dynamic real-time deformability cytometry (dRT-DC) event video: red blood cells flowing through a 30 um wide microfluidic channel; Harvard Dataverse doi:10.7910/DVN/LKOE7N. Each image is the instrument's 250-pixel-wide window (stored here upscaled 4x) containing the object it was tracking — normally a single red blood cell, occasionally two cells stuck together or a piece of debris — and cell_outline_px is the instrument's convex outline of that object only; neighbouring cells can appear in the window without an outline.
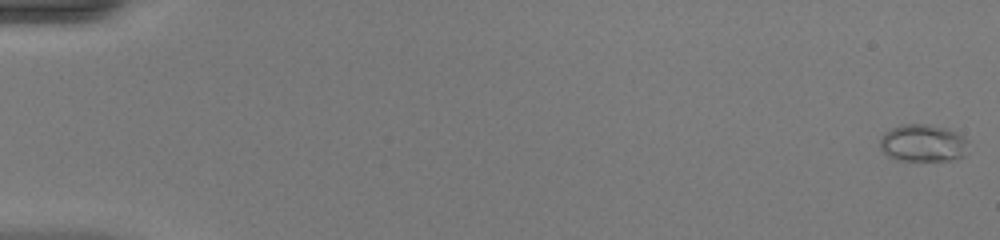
{"species": "common noctule bat (a hibernating species)", "species_latin": "Nyctalus noctula", "temperature_condition": "warm", "stored_images_in_passage": 51, "camera_frame_rate_fps": 3000, "um_per_image_px": 0.085, "animal": {"sex": "female", "body_mass_g": 20.0, "forearm_length_mm": 54.0}, "frame": {"image": 1, "passage_image": 1, "time_ms": 0.0, "image_size_px": [1000, 240], "cell_outline_px": [[968, 152], [964, 156], [948, 160], [896, 160], [888, 156], [880, 148], [880, 140], [884, 132], [900, 124], [928, 124], [948, 128], [964, 136], [968, 140]], "centroid_in_image_um": [78.48, 12.15], "position_along_channel_um": 6.5, "area_um2": 19.48}}
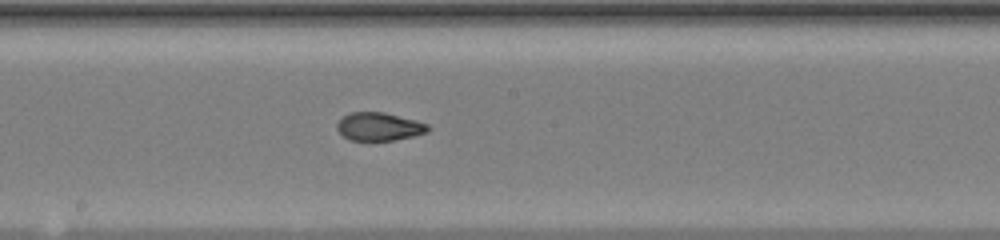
{"frame": {"image": 2, "passage_image": 29, "time_ms": 9.333, "image_size_px": [1000, 240], "cell_outline_px": [[432, 128], [428, 132], [396, 140], [348, 140], [336, 128], [336, 124], [344, 116], [352, 112], [384, 112], [416, 120], [428, 124]], "centroid_in_image_um": [32.25, 10.76], "position_along_channel_um": 215.9, "area_um2": 14.91}}
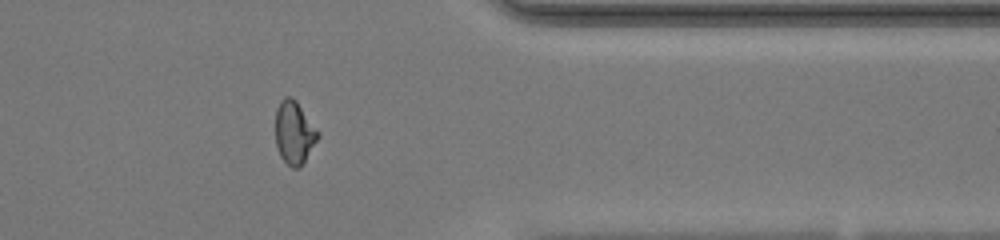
{"frame": {"image": 3, "passage_image": 42, "time_ms": 13.667, "image_size_px": [1000, 240], "cell_outline_px": [[320, 136], [300, 168], [292, 168], [280, 156], [276, 144], [276, 108], [280, 100], [284, 96], [292, 96], [296, 100], [320, 132]], "centroid_in_image_um": [25.02, 11.25], "position_along_channel_um": 386.4, "area_um2": 15.72}, "authors_computed_cell_mechanics": {"area_um2": 16.0106, "velocity_mm_per_s": 4.1882, "shape_relaxation_time_tau1_ms": null, "shape_relaxation_time_tau2_ms": 1.0278, "deformation_change_tau1": null, "deformation_change_tau2": 0.0685}}